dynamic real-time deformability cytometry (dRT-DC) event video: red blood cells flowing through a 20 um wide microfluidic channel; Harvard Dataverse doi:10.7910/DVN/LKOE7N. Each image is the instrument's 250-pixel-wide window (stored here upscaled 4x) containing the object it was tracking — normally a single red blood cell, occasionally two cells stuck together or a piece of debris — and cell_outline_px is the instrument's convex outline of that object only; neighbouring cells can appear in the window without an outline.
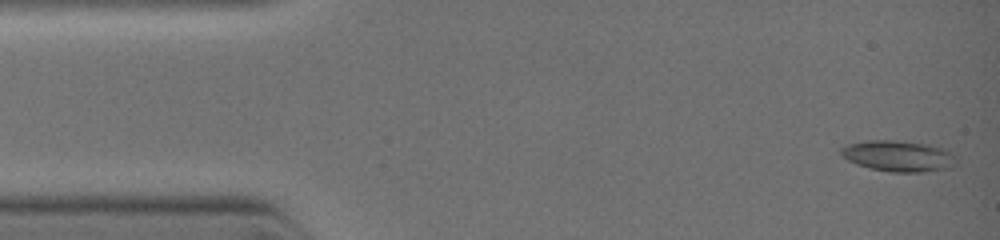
{"species": "common noctule bat (a hibernating species)", "species_latin": "Nyctalus noctula", "temperature_condition": "warm", "stored_images_in_passage": 2, "camera_frame_rate_fps": 3000, "um_per_image_px": 0.085, "animal": {"sex": "female", "body_mass_g": 19.0, "forearm_length_mm": 51.5}, "frame": {"image": 1, "passage_image": 1, "time_ms": 0.0, "image_size_px": [1000, 240], "cell_outline_px": [[956, 164], [952, 168], [920, 172], [892, 172], [872, 168], [856, 164], [840, 156], [840, 148], [848, 144], [868, 140], [892, 140], [928, 144], [944, 148], [956, 156]], "centroid_in_image_um": [76.37, 13.26], "position_along_channel_um": 8.6, "area_um2": 20.92}}